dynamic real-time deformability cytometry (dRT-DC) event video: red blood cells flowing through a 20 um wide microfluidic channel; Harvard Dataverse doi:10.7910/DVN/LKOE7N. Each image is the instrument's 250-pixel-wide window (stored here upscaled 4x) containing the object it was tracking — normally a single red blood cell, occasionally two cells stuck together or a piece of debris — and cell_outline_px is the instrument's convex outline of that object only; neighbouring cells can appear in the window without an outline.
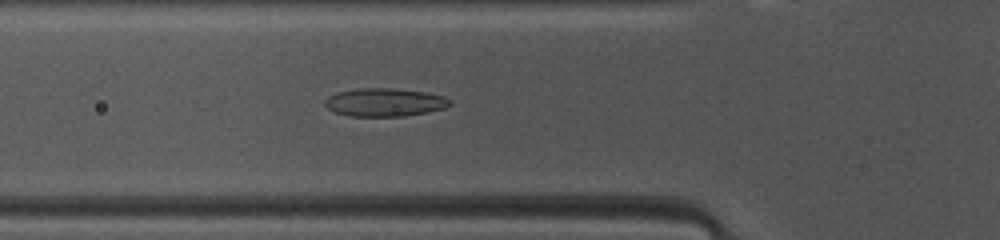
{"species": "common noctule bat (a hibernating species)", "species_latin": "Nyctalus noctula", "temperature_condition": "warm", "stored_images_in_passage": 46, "camera_frame_rate_fps": 3000, "um_per_image_px": 0.085, "animal": {"sex": "female", "body_mass_g": 10.0, "forearm_length_mm": 53.1}, "frame": {"image": 1, "passage_image": 14, "time_ms": 4.333, "image_size_px": [1000, 240], "cell_outline_px": [[452, 104], [444, 108], [404, 116], [348, 116], [336, 112], [328, 108], [324, 104], [324, 100], [328, 96], [336, 92], [360, 88], [392, 88], [428, 92], [444, 96], [452, 100]], "centroid_in_image_um": [32.7, 8.68], "position_along_channel_um": 93.1, "area_um2": 20.58}}
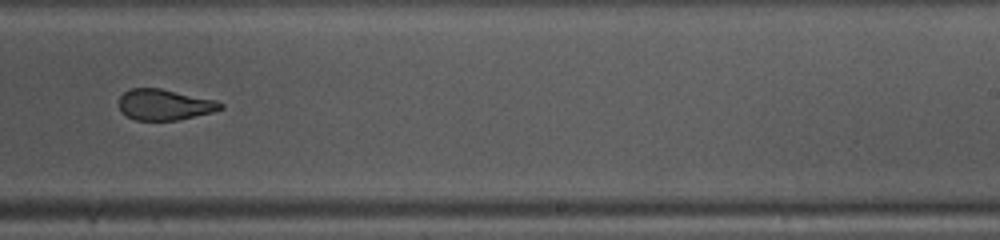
{"frame": {"image": 2, "passage_image": 27, "time_ms": 8.667, "image_size_px": [1000, 240], "cell_outline_px": [[224, 108], [212, 112], [176, 120], [136, 120], [120, 112], [120, 96], [124, 92], [132, 88], [160, 88], [216, 100], [224, 104]], "centroid_in_image_um": [13.99, 8.89], "position_along_channel_um": 275.0, "area_um2": 18.15}}
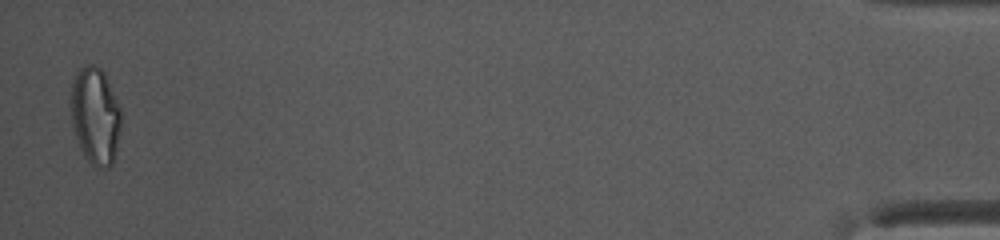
{"frame": {"image": 3, "passage_image": 45, "time_ms": 14.667, "image_size_px": [1000, 240], "cell_outline_px": [[124, 116], [112, 164], [108, 168], [104, 168], [92, 164], [84, 156], [80, 148], [72, 124], [72, 84], [80, 68], [88, 64], [92, 64], [100, 68], [104, 72]], "centroid_in_image_um": [8.14, 9.85], "position_along_channel_um": 427.1, "area_um2": 28.21}, "authors_computed_cell_mechanics": {"area_um2": 20.7502, "velocity_mm_per_s": 4.1812, "shape_relaxation_time_tau1_ms": 10.4846, "shape_relaxation_time_tau2_ms": 1.7282, "deformation_change_tau1": 0.2605, "deformation_change_tau2": 0.0999}}